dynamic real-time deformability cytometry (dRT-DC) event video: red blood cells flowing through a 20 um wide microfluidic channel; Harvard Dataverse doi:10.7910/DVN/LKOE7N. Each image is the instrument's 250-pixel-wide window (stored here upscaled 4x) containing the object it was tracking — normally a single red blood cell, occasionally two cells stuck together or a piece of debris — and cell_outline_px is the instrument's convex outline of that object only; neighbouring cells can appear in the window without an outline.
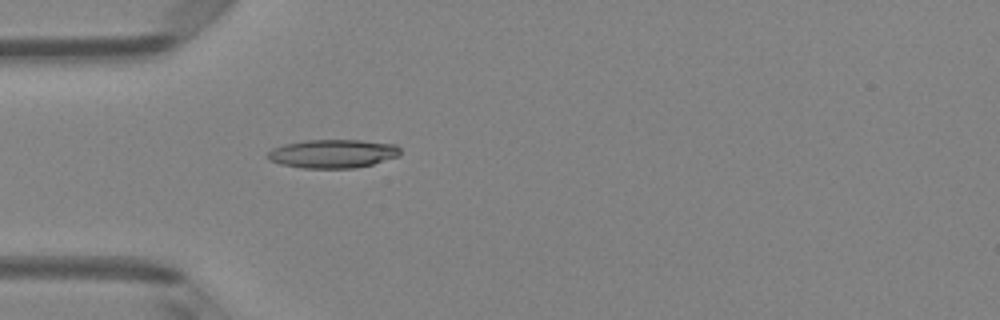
{"species": "Egyptian fruit bat (a non-hibernating species)", "species_latin": "Rousettus aegyptiacus", "temperature_condition": "room temperature", "stored_images_in_passage": 5, "camera_frame_rate_fps": 3000, "um_per_image_px": 0.085, "animal": {"sex": "female"}, "frame": {"image": 1, "passage_image": 5, "time_ms": 1.333, "image_size_px": [1000, 320], "cell_outline_px": [[400, 156], [372, 164], [356, 168], [300, 168], [280, 164], [268, 160], [268, 152], [272, 148], [284, 144], [304, 140], [360, 140], [396, 144], [400, 148]], "centroid_in_image_um": [28.29, 13.06], "position_along_channel_um": 56.7, "area_um2": 22.25}}